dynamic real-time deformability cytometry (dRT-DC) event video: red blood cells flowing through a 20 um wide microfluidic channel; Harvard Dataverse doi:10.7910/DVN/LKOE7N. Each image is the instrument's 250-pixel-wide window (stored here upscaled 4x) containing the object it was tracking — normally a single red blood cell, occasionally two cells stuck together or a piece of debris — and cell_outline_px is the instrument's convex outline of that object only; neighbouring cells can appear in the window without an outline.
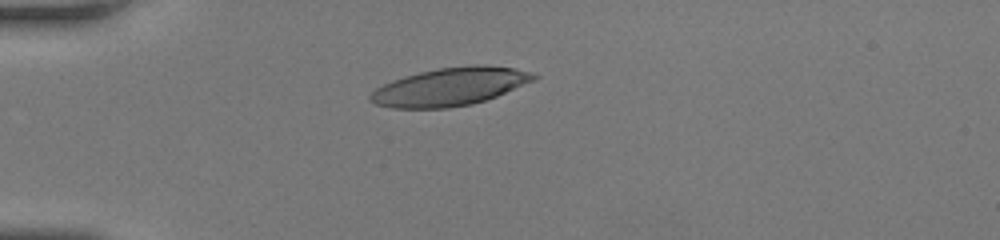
{"species": "human", "species_latin": "Homo sapiens", "temperature_condition": "room temperature", "stored_images_in_passage": 37, "camera_frame_rate_fps": 3000, "um_per_image_px": 0.085, "donor": {"sex": "female"}, "frame": {"image": 1, "passage_image": 1, "time_ms": 0.0, "image_size_px": [1000, 240], "cell_outline_px": [[540, 76], [532, 80], [496, 96], [472, 104], [448, 108], [392, 108], [376, 104], [368, 100], [368, 96], [376, 88], [392, 80], [404, 76], [436, 68], [476, 64], [512, 68], [532, 72]], "centroid_in_image_um": [38.2, 7.37], "position_along_channel_um": 46.8, "area_um2": 35.89}}
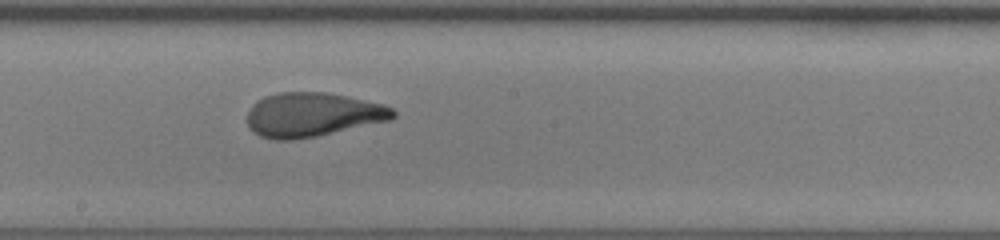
{"frame": {"image": 2, "passage_image": 16, "time_ms": 5.0, "image_size_px": [1000, 240], "cell_outline_px": [[396, 116], [392, 120], [316, 136], [292, 140], [272, 140], [260, 136], [252, 132], [248, 128], [248, 112], [256, 100], [264, 96], [280, 92], [324, 92], [348, 96], [384, 104], [392, 108], [396, 112]], "centroid_in_image_um": [26.57, 9.75], "position_along_channel_um": 221.6, "area_um2": 37.8}}
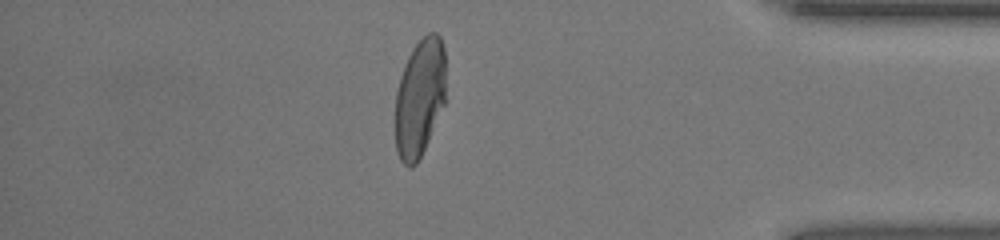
{"frame": {"image": 3, "passage_image": 31, "time_ms": 10.0, "image_size_px": [1000, 240], "cell_outline_px": [[444, 104], [428, 140], [416, 164], [412, 168], [408, 168], [400, 160], [396, 152], [396, 92], [400, 76], [408, 56], [412, 48], [428, 32], [436, 32], [440, 36], [444, 48]], "centroid_in_image_um": [35.66, 8.3], "position_along_channel_um": 399.5, "area_um2": 34.51}, "authors_computed_cell_mechanics": {"area_um2": 37.1654, "velocity_mm_per_s": 4.1049, "shape_relaxation_time_tau1_ms": 4.97, "shape_relaxation_time_tau2_ms": 1.0212, "deformation_change_tau1": 0.243, "deformation_change_tau2": 0.0772}}